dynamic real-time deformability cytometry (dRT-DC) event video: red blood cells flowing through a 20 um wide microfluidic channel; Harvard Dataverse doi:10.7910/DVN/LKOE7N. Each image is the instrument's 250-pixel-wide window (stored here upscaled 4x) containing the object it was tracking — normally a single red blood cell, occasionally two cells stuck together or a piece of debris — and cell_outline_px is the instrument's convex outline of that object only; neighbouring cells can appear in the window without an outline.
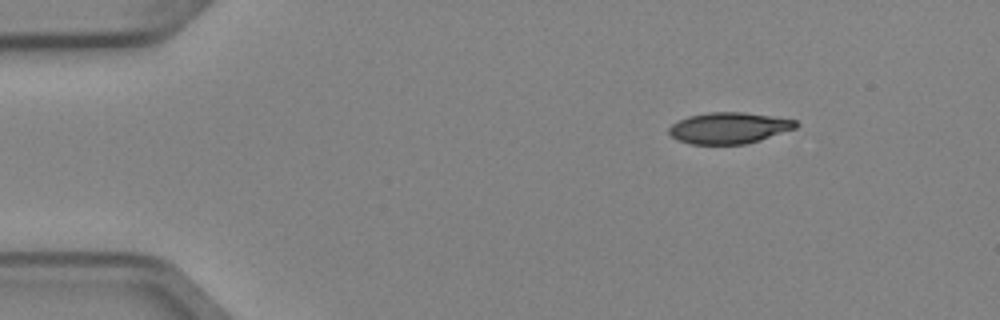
{"species": "Egyptian fruit bat (a non-hibernating species)", "species_latin": "Rousettus aegyptiacus", "temperature_condition": "cold", "stored_images_in_passage": 4, "camera_frame_rate_fps": 3000, "um_per_image_px": 0.085, "animal": {"sex": "female"}, "frame": {"image": 1, "passage_image": 1, "time_ms": 0.0, "image_size_px": [1000, 320], "cell_outline_px": [[796, 128], [760, 140], [744, 144], [692, 144], [676, 140], [668, 132], [668, 128], [672, 124], [688, 116], [708, 112], [744, 112], [796, 120]], "centroid_in_image_um": [61.93, 10.88], "position_along_channel_um": 23.1, "area_um2": 22.95}}
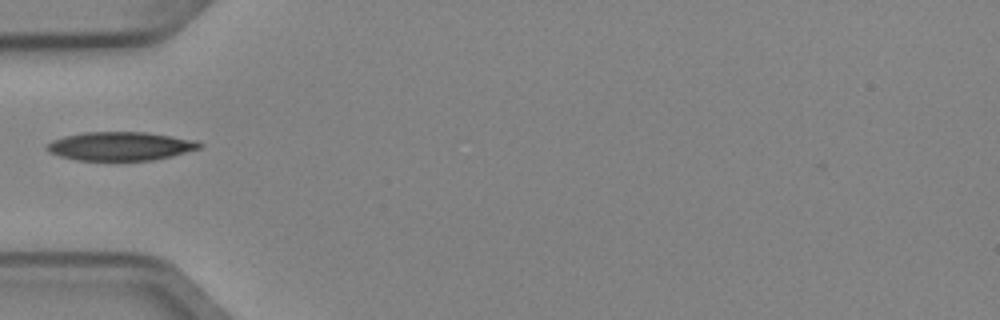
{"frame": {"image": 2, "passage_image": 4, "time_ms": 1.0, "image_size_px": [1000, 320], "cell_outline_px": [[204, 144], [200, 148], [172, 156], [152, 160], [76, 160], [60, 156], [48, 152], [44, 148], [52, 140], [64, 136], [84, 132], [148, 132], [196, 140]], "centroid_in_image_um": [10.23, 12.42], "position_along_channel_um": 74.8, "area_um2": 25.55}}